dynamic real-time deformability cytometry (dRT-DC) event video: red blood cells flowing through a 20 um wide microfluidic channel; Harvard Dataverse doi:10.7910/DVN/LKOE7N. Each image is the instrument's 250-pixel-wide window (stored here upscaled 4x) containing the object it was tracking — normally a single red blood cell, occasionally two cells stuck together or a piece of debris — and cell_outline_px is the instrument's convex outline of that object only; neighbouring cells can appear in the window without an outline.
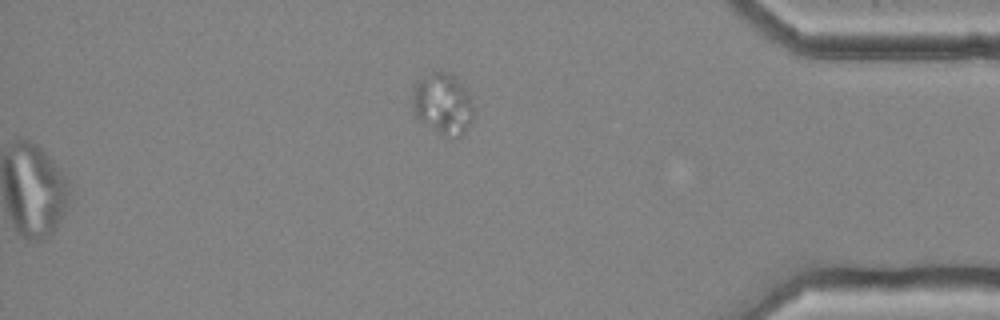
{"species": "common noctule bat (a hibernating species)", "species_latin": "Nyctalus noctula", "temperature_condition": "cold", "stored_images_in_passage": 42, "camera_frame_rate_fps": 3000, "um_per_image_px": 0.085, "animal": {"sex": "female", "body_mass_g": 25.1}, "frame": {"image": 1, "passage_image": 42, "time_ms": 13.667, "image_size_px": [1000, 320], "cell_outline_px": [[472, 120], [460, 136], [452, 140], [420, 120], [416, 116], [412, 100], [412, 92], [416, 84], [420, 80], [436, 68], [452, 72], [460, 80], [472, 104]], "centroid_in_image_um": [37.64, 8.77], "position_along_channel_um": 397.6, "area_um2": 21.73}}